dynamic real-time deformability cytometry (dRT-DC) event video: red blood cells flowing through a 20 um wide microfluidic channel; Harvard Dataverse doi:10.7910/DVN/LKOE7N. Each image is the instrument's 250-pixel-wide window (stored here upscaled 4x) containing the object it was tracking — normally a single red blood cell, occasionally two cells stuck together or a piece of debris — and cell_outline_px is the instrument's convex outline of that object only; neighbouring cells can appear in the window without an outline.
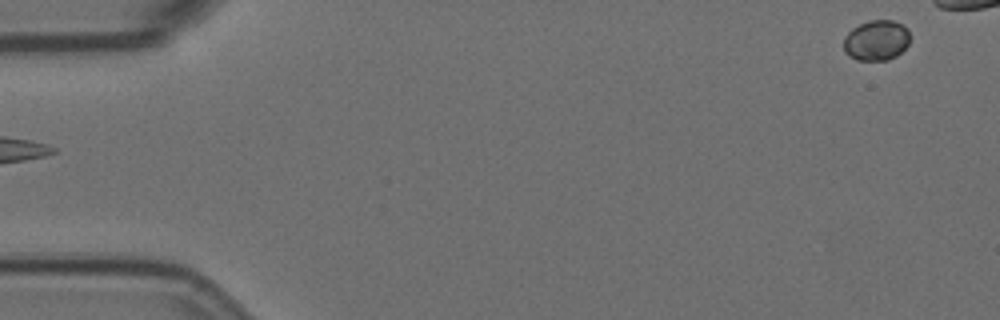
{"species": "Egyptian fruit bat (a non-hibernating species)", "species_latin": "Rousettus aegyptiacus", "temperature_condition": "room temperature", "stored_images_in_passage": 3, "camera_frame_rate_fps": 3000, "um_per_image_px": 0.085, "animal": {"sex": "female"}, "frame": {"image": 1, "passage_image": 1, "time_ms": 0.0, "image_size_px": [1000, 320], "cell_outline_px": [[908, 44], [896, 56], [888, 60], [856, 60], [848, 56], [844, 52], [844, 36], [852, 28], [868, 20], [892, 20], [908, 28]], "centroid_in_image_um": [74.45, 3.43], "position_along_channel_um": 10.5, "area_um2": 15.61}}